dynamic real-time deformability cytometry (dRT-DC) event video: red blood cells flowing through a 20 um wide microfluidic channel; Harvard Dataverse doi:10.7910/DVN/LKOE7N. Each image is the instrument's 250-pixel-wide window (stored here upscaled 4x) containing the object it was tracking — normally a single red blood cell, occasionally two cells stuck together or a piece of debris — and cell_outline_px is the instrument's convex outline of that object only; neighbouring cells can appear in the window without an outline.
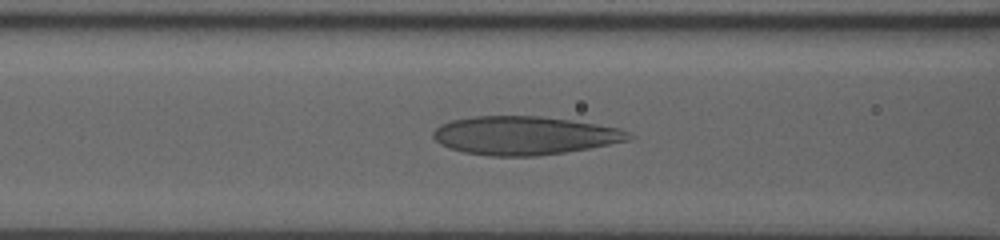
{"species": "human", "species_latin": "Homo sapiens", "temperature_condition": "room temperature", "stored_images_in_passage": 45, "camera_frame_rate_fps": 3000, "um_per_image_px": 0.085, "donor": {"sex": "male"}, "frame": {"image": 1, "passage_image": 13, "time_ms": 4.0, "image_size_px": [1000, 240], "cell_outline_px": [[636, 136], [632, 140], [588, 148], [564, 152], [536, 156], [492, 156], [464, 152], [448, 148], [440, 144], [432, 136], [432, 132], [440, 124], [452, 120], [472, 116], [540, 116], [596, 124], [620, 128]], "centroid_in_image_um": [44.57, 11.52], "position_along_channel_um": 122.0, "area_um2": 43.87}}
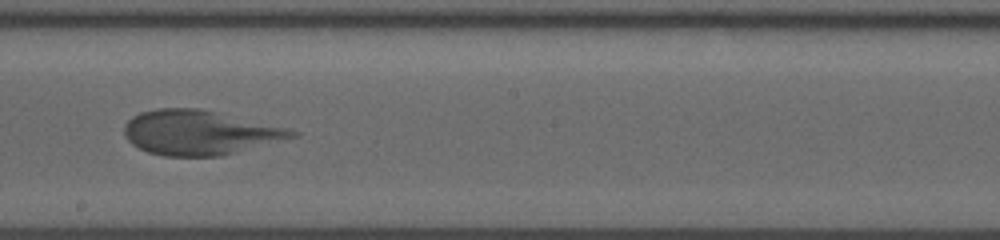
{"frame": {"image": 2, "passage_image": 22, "time_ms": 7.0, "image_size_px": [1000, 240], "cell_outline_px": [[300, 132], [296, 136], [236, 152], [220, 156], [164, 156], [148, 152], [132, 144], [124, 136], [124, 124], [132, 116], [140, 112], [156, 108], [200, 108], [288, 128]], "centroid_in_image_um": [16.91, 11.26], "position_along_channel_um": 231.3, "area_um2": 43.35}}
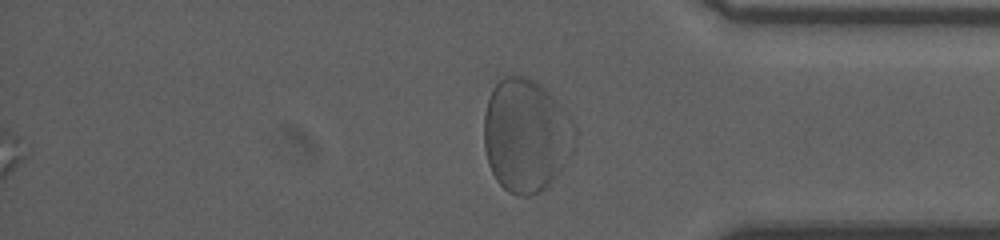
{"frame": {"image": 3, "passage_image": 36, "time_ms": 11.667, "image_size_px": [1000, 240], "cell_outline_px": [[572, 124], [568, 160], [560, 172], [548, 188], [540, 192], [528, 196], [520, 196], [508, 192], [496, 180], [488, 164], [484, 148], [484, 112], [492, 88], [504, 76], [528, 76], [536, 80], [564, 108], [572, 120]], "centroid_in_image_um": [44.66, 11.52], "position_along_channel_um": 390.5, "area_um2": 59.65}}